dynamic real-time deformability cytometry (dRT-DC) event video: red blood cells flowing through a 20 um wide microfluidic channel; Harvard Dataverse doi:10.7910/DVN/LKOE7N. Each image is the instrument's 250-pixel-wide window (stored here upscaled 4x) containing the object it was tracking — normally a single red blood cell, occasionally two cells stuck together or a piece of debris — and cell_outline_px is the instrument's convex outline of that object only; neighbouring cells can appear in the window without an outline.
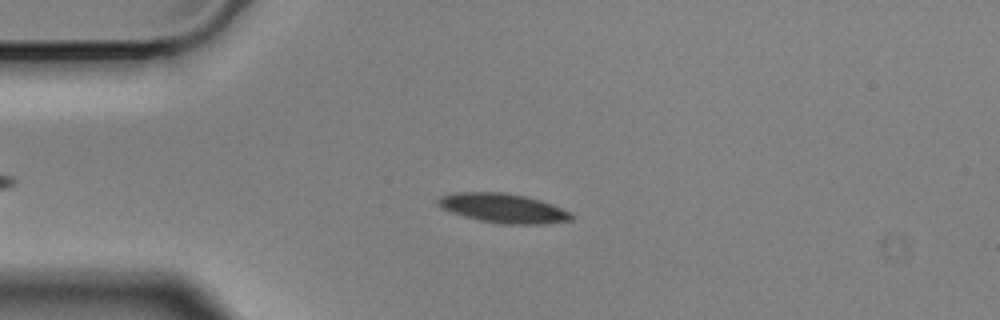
{"species": "Egyptian fruit bat (a non-hibernating species)", "species_latin": "Rousettus aegyptiacus", "temperature_condition": "cold", "stored_images_in_passage": 57, "camera_frame_rate_fps": 3000, "um_per_image_px": 0.085, "animal": {"sex": "male"}, "frame": {"image": 1, "passage_image": 14, "time_ms": 4.333, "image_size_px": [1000, 320], "cell_outline_px": [[572, 220], [548, 224], [500, 224], [480, 220], [464, 216], [440, 208], [436, 204], [436, 200], [440, 196], [456, 192], [500, 192], [524, 196], [540, 200], [552, 204], [568, 212], [572, 216]], "centroid_in_image_um": [42.73, 17.7], "position_along_channel_um": 42.3, "area_um2": 22.72}}
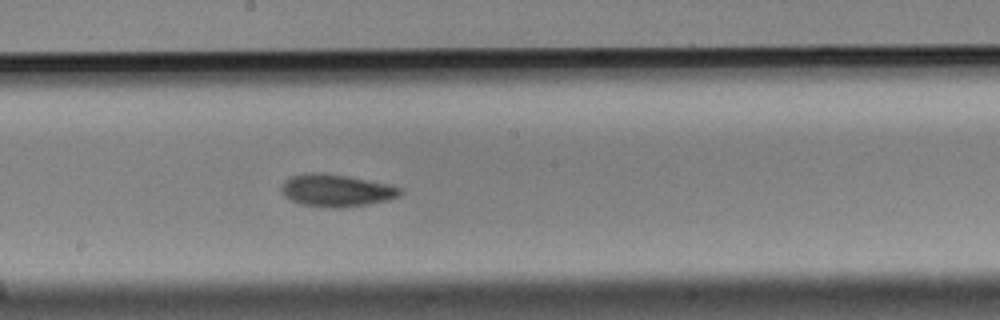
{"frame": {"image": 2, "passage_image": 31, "time_ms": 10.0, "image_size_px": [1000, 320], "cell_outline_px": [[404, 192], [400, 196], [388, 200], [368, 204], [344, 208], [324, 208], [304, 204], [292, 200], [284, 196], [280, 188], [284, 180], [292, 176], [312, 172], [320, 172], [348, 176], [384, 184], [400, 188]], "centroid_in_image_um": [28.57, 16.2], "position_along_channel_um": 219.6, "area_um2": 22.31}}
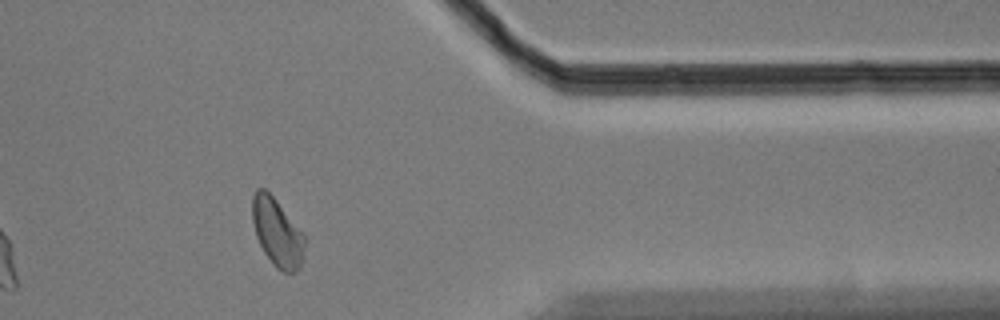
{"frame": {"image": 3, "passage_image": 47, "time_ms": 15.333, "image_size_px": [1000, 320], "cell_outline_px": [[308, 240], [300, 268], [296, 272], [284, 272], [276, 268], [272, 264], [264, 252], [256, 236], [252, 220], [252, 196], [256, 188], [264, 188], [276, 200], [304, 232]], "centroid_in_image_um": [23.6, 19.77], "position_along_channel_um": 387.8, "area_um2": 21.21}, "authors_computed_cell_mechanics": {"area_um2": 21.386, "velocity_mm_per_s": 3.5004, "shape_relaxation_time_tau1_ms": 4.5439, "shape_relaxation_time_tau2_ms": 7.4834, "deformation_change_tau1": 0.1173, "deformation_change_tau2": 0.1226}}